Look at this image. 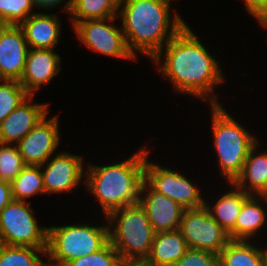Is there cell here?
<instances>
[{"label":"cell","mask_w":267,"mask_h":266,"mask_svg":"<svg viewBox=\"0 0 267 266\" xmlns=\"http://www.w3.org/2000/svg\"><path fill=\"white\" fill-rule=\"evenodd\" d=\"M104 219L109 226V241L121 259L149 256L155 232L139 202L114 210Z\"/></svg>","instance_id":"obj_5"},{"label":"cell","mask_w":267,"mask_h":266,"mask_svg":"<svg viewBox=\"0 0 267 266\" xmlns=\"http://www.w3.org/2000/svg\"><path fill=\"white\" fill-rule=\"evenodd\" d=\"M34 97L30 95L0 123V143L17 144L49 114L48 103L39 104Z\"/></svg>","instance_id":"obj_15"},{"label":"cell","mask_w":267,"mask_h":266,"mask_svg":"<svg viewBox=\"0 0 267 266\" xmlns=\"http://www.w3.org/2000/svg\"><path fill=\"white\" fill-rule=\"evenodd\" d=\"M188 249L187 242L179 229L157 232L153 238L151 252L146 259L153 266H172Z\"/></svg>","instance_id":"obj_21"},{"label":"cell","mask_w":267,"mask_h":266,"mask_svg":"<svg viewBox=\"0 0 267 266\" xmlns=\"http://www.w3.org/2000/svg\"><path fill=\"white\" fill-rule=\"evenodd\" d=\"M265 204H267L265 196L255 195H251L244 202L235 227L228 233L231 240H257L255 236L265 229L263 227L267 223Z\"/></svg>","instance_id":"obj_18"},{"label":"cell","mask_w":267,"mask_h":266,"mask_svg":"<svg viewBox=\"0 0 267 266\" xmlns=\"http://www.w3.org/2000/svg\"><path fill=\"white\" fill-rule=\"evenodd\" d=\"M30 201L12 200L0 213V244L47 248L48 227L40 226Z\"/></svg>","instance_id":"obj_7"},{"label":"cell","mask_w":267,"mask_h":266,"mask_svg":"<svg viewBox=\"0 0 267 266\" xmlns=\"http://www.w3.org/2000/svg\"><path fill=\"white\" fill-rule=\"evenodd\" d=\"M48 116L16 144L25 165L41 166L58 151L62 138L59 116Z\"/></svg>","instance_id":"obj_12"},{"label":"cell","mask_w":267,"mask_h":266,"mask_svg":"<svg viewBox=\"0 0 267 266\" xmlns=\"http://www.w3.org/2000/svg\"><path fill=\"white\" fill-rule=\"evenodd\" d=\"M118 17L78 22L72 29L78 40L88 49L113 58L136 60L129 51ZM115 24V25H114Z\"/></svg>","instance_id":"obj_9"},{"label":"cell","mask_w":267,"mask_h":266,"mask_svg":"<svg viewBox=\"0 0 267 266\" xmlns=\"http://www.w3.org/2000/svg\"><path fill=\"white\" fill-rule=\"evenodd\" d=\"M55 49H29L20 84L30 94L35 95L40 88L50 84L59 75L62 57Z\"/></svg>","instance_id":"obj_16"},{"label":"cell","mask_w":267,"mask_h":266,"mask_svg":"<svg viewBox=\"0 0 267 266\" xmlns=\"http://www.w3.org/2000/svg\"><path fill=\"white\" fill-rule=\"evenodd\" d=\"M209 106L217 166L226 183H234L242 173L249 151L259 138L238 123L222 104Z\"/></svg>","instance_id":"obj_4"},{"label":"cell","mask_w":267,"mask_h":266,"mask_svg":"<svg viewBox=\"0 0 267 266\" xmlns=\"http://www.w3.org/2000/svg\"><path fill=\"white\" fill-rule=\"evenodd\" d=\"M144 145L136 153L115 164L85 165V189L101 206L103 216L112 211L139 202L144 182L146 156L150 151ZM95 197V198H94Z\"/></svg>","instance_id":"obj_3"},{"label":"cell","mask_w":267,"mask_h":266,"mask_svg":"<svg viewBox=\"0 0 267 266\" xmlns=\"http://www.w3.org/2000/svg\"><path fill=\"white\" fill-rule=\"evenodd\" d=\"M146 156L144 180L157 192L177 202L184 209H195L205 206L206 198L196 182L185 174L169 167L157 165Z\"/></svg>","instance_id":"obj_8"},{"label":"cell","mask_w":267,"mask_h":266,"mask_svg":"<svg viewBox=\"0 0 267 266\" xmlns=\"http://www.w3.org/2000/svg\"><path fill=\"white\" fill-rule=\"evenodd\" d=\"M179 231L188 248L208 250L216 254L231 240L228 232L211 217L205 206L185 209Z\"/></svg>","instance_id":"obj_10"},{"label":"cell","mask_w":267,"mask_h":266,"mask_svg":"<svg viewBox=\"0 0 267 266\" xmlns=\"http://www.w3.org/2000/svg\"><path fill=\"white\" fill-rule=\"evenodd\" d=\"M120 260L119 253L108 241L100 250L87 256L72 259L65 266H118Z\"/></svg>","instance_id":"obj_29"},{"label":"cell","mask_w":267,"mask_h":266,"mask_svg":"<svg viewBox=\"0 0 267 266\" xmlns=\"http://www.w3.org/2000/svg\"><path fill=\"white\" fill-rule=\"evenodd\" d=\"M25 166L16 144L0 143V180L11 183Z\"/></svg>","instance_id":"obj_28"},{"label":"cell","mask_w":267,"mask_h":266,"mask_svg":"<svg viewBox=\"0 0 267 266\" xmlns=\"http://www.w3.org/2000/svg\"><path fill=\"white\" fill-rule=\"evenodd\" d=\"M246 13L250 14L252 18L263 8L267 0H243Z\"/></svg>","instance_id":"obj_33"},{"label":"cell","mask_w":267,"mask_h":266,"mask_svg":"<svg viewBox=\"0 0 267 266\" xmlns=\"http://www.w3.org/2000/svg\"><path fill=\"white\" fill-rule=\"evenodd\" d=\"M253 18L256 19L255 21L260 27L267 29V3Z\"/></svg>","instance_id":"obj_35"},{"label":"cell","mask_w":267,"mask_h":266,"mask_svg":"<svg viewBox=\"0 0 267 266\" xmlns=\"http://www.w3.org/2000/svg\"><path fill=\"white\" fill-rule=\"evenodd\" d=\"M118 6H121L126 0H113Z\"/></svg>","instance_id":"obj_37"},{"label":"cell","mask_w":267,"mask_h":266,"mask_svg":"<svg viewBox=\"0 0 267 266\" xmlns=\"http://www.w3.org/2000/svg\"><path fill=\"white\" fill-rule=\"evenodd\" d=\"M12 200L11 183L0 180V213Z\"/></svg>","instance_id":"obj_32"},{"label":"cell","mask_w":267,"mask_h":266,"mask_svg":"<svg viewBox=\"0 0 267 266\" xmlns=\"http://www.w3.org/2000/svg\"><path fill=\"white\" fill-rule=\"evenodd\" d=\"M152 61L159 66L161 76L172 84L174 93L186 94L210 105H221L215 88L225 81L223 69L188 23Z\"/></svg>","instance_id":"obj_1"},{"label":"cell","mask_w":267,"mask_h":266,"mask_svg":"<svg viewBox=\"0 0 267 266\" xmlns=\"http://www.w3.org/2000/svg\"><path fill=\"white\" fill-rule=\"evenodd\" d=\"M260 145L259 140L251 148L242 173L234 182L245 193L255 196H263L267 192V150L260 152Z\"/></svg>","instance_id":"obj_19"},{"label":"cell","mask_w":267,"mask_h":266,"mask_svg":"<svg viewBox=\"0 0 267 266\" xmlns=\"http://www.w3.org/2000/svg\"><path fill=\"white\" fill-rule=\"evenodd\" d=\"M46 249L0 244V266H45Z\"/></svg>","instance_id":"obj_25"},{"label":"cell","mask_w":267,"mask_h":266,"mask_svg":"<svg viewBox=\"0 0 267 266\" xmlns=\"http://www.w3.org/2000/svg\"><path fill=\"white\" fill-rule=\"evenodd\" d=\"M118 266H153L147 259H121Z\"/></svg>","instance_id":"obj_34"},{"label":"cell","mask_w":267,"mask_h":266,"mask_svg":"<svg viewBox=\"0 0 267 266\" xmlns=\"http://www.w3.org/2000/svg\"><path fill=\"white\" fill-rule=\"evenodd\" d=\"M172 266H219V254L189 248L184 256Z\"/></svg>","instance_id":"obj_30"},{"label":"cell","mask_w":267,"mask_h":266,"mask_svg":"<svg viewBox=\"0 0 267 266\" xmlns=\"http://www.w3.org/2000/svg\"><path fill=\"white\" fill-rule=\"evenodd\" d=\"M84 156L59 151L41 165L45 194L68 193L85 181Z\"/></svg>","instance_id":"obj_11"},{"label":"cell","mask_w":267,"mask_h":266,"mask_svg":"<svg viewBox=\"0 0 267 266\" xmlns=\"http://www.w3.org/2000/svg\"><path fill=\"white\" fill-rule=\"evenodd\" d=\"M230 190L220 194L215 203L205 201V207L211 217L228 233L235 227L244 202L251 196L238 188L234 183H228Z\"/></svg>","instance_id":"obj_20"},{"label":"cell","mask_w":267,"mask_h":266,"mask_svg":"<svg viewBox=\"0 0 267 266\" xmlns=\"http://www.w3.org/2000/svg\"><path fill=\"white\" fill-rule=\"evenodd\" d=\"M35 5L37 6L38 9H56L57 7L61 6L63 4L62 8L60 9L61 11H65L66 13H69L70 10V0H33ZM66 1V2H65Z\"/></svg>","instance_id":"obj_31"},{"label":"cell","mask_w":267,"mask_h":266,"mask_svg":"<svg viewBox=\"0 0 267 266\" xmlns=\"http://www.w3.org/2000/svg\"><path fill=\"white\" fill-rule=\"evenodd\" d=\"M257 244L253 240H230L219 253V266H263L264 246Z\"/></svg>","instance_id":"obj_22"},{"label":"cell","mask_w":267,"mask_h":266,"mask_svg":"<svg viewBox=\"0 0 267 266\" xmlns=\"http://www.w3.org/2000/svg\"><path fill=\"white\" fill-rule=\"evenodd\" d=\"M28 44L19 25L0 24L1 80H20L28 54Z\"/></svg>","instance_id":"obj_14"},{"label":"cell","mask_w":267,"mask_h":266,"mask_svg":"<svg viewBox=\"0 0 267 266\" xmlns=\"http://www.w3.org/2000/svg\"><path fill=\"white\" fill-rule=\"evenodd\" d=\"M13 200L28 202L30 197L45 194L41 166L26 165L11 182ZM28 198V199H27Z\"/></svg>","instance_id":"obj_24"},{"label":"cell","mask_w":267,"mask_h":266,"mask_svg":"<svg viewBox=\"0 0 267 266\" xmlns=\"http://www.w3.org/2000/svg\"><path fill=\"white\" fill-rule=\"evenodd\" d=\"M263 266H267V246L264 247Z\"/></svg>","instance_id":"obj_36"},{"label":"cell","mask_w":267,"mask_h":266,"mask_svg":"<svg viewBox=\"0 0 267 266\" xmlns=\"http://www.w3.org/2000/svg\"><path fill=\"white\" fill-rule=\"evenodd\" d=\"M29 96L18 80H0V123Z\"/></svg>","instance_id":"obj_26"},{"label":"cell","mask_w":267,"mask_h":266,"mask_svg":"<svg viewBox=\"0 0 267 266\" xmlns=\"http://www.w3.org/2000/svg\"><path fill=\"white\" fill-rule=\"evenodd\" d=\"M58 14L35 12L19 26L29 49H55L60 41L62 23Z\"/></svg>","instance_id":"obj_17"},{"label":"cell","mask_w":267,"mask_h":266,"mask_svg":"<svg viewBox=\"0 0 267 266\" xmlns=\"http://www.w3.org/2000/svg\"><path fill=\"white\" fill-rule=\"evenodd\" d=\"M172 0H126L118 9L121 28L129 51L153 60L186 24L174 10ZM138 52V53H137Z\"/></svg>","instance_id":"obj_2"},{"label":"cell","mask_w":267,"mask_h":266,"mask_svg":"<svg viewBox=\"0 0 267 266\" xmlns=\"http://www.w3.org/2000/svg\"><path fill=\"white\" fill-rule=\"evenodd\" d=\"M37 9L33 0H0V24L20 25Z\"/></svg>","instance_id":"obj_27"},{"label":"cell","mask_w":267,"mask_h":266,"mask_svg":"<svg viewBox=\"0 0 267 266\" xmlns=\"http://www.w3.org/2000/svg\"><path fill=\"white\" fill-rule=\"evenodd\" d=\"M108 241V222L102 226H91L83 222L48 226L46 263L51 266H65L72 259L100 250Z\"/></svg>","instance_id":"obj_6"},{"label":"cell","mask_w":267,"mask_h":266,"mask_svg":"<svg viewBox=\"0 0 267 266\" xmlns=\"http://www.w3.org/2000/svg\"><path fill=\"white\" fill-rule=\"evenodd\" d=\"M118 9L119 6L113 0H70L68 18L73 28L85 20L118 17Z\"/></svg>","instance_id":"obj_23"},{"label":"cell","mask_w":267,"mask_h":266,"mask_svg":"<svg viewBox=\"0 0 267 266\" xmlns=\"http://www.w3.org/2000/svg\"><path fill=\"white\" fill-rule=\"evenodd\" d=\"M139 203L145 209L155 233L179 229L185 209L155 191L145 180L141 186Z\"/></svg>","instance_id":"obj_13"}]
</instances>
